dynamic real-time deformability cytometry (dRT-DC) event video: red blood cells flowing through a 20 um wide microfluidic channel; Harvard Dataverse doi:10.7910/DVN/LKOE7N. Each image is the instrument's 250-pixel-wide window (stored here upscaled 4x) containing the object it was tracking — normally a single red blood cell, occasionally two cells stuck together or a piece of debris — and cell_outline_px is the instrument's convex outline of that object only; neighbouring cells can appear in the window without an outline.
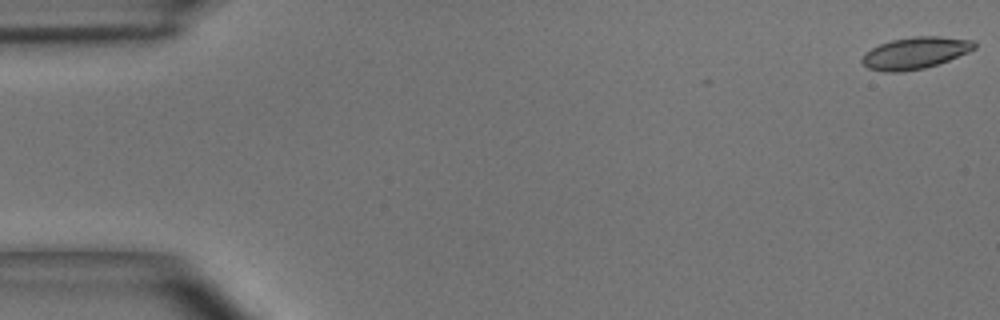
{"species": "common noctule bat (a hibernating species)", "species_latin": "Nyctalus noctula", "temperature_condition": "room temperature", "stored_images_in_passage": 4, "segment_of_instrument_passage": [2, 2], "camera_frame_rate_fps": 3000, "um_per_image_px": 0.085, "animal": {"sex": "male", "body_mass_g": 15.6}, "frame": {"image": 1, "passage_image": 4, "time_ms": 1.0, "image_size_px": [1000, 320], "cell_outline_px": [[976, 48], [968, 52], [948, 60], [924, 68], [904, 72], [884, 72], [868, 68], [860, 60], [864, 52], [880, 44], [892, 40], [912, 36], [940, 36], [976, 40]], "centroid_in_image_um": [77.79, 4.49], "position_along_channel_um": 7.2, "area_um2": 20.92}}